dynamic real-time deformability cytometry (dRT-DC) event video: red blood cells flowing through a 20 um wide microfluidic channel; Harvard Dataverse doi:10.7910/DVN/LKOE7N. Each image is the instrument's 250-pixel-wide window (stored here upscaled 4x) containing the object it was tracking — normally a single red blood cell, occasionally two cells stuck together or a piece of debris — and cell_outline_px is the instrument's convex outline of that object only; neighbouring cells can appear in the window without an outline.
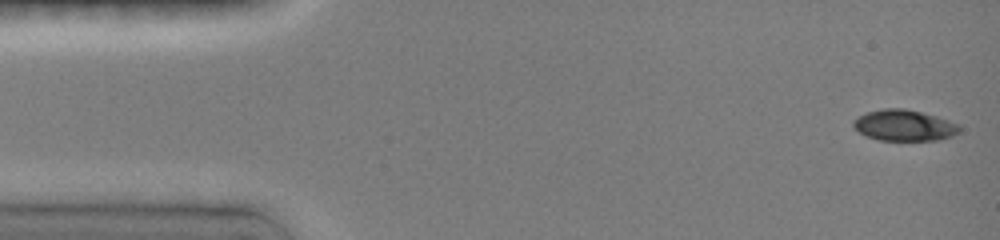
{"species": "common noctule bat (a hibernating species)", "species_latin": "Nyctalus noctula", "temperature_condition": "room temperature", "stored_images_in_passage": 49, "camera_frame_rate_fps": 3000, "um_per_image_px": 0.085, "animal": {"sex": "female", "body_mass_g": 19.0, "forearm_length_mm": 51.5}, "frame": {"image": 1, "passage_image": 1, "time_ms": 0.0, "image_size_px": [1000, 240], "cell_outline_px": [[960, 132], [952, 136], [940, 140], [880, 140], [868, 136], [860, 132], [852, 124], [852, 120], [868, 112], [884, 108], [904, 108], [936, 116], [960, 124]], "centroid_in_image_um": [76.89, 10.66], "position_along_channel_um": 8.1, "area_um2": 19.07}}
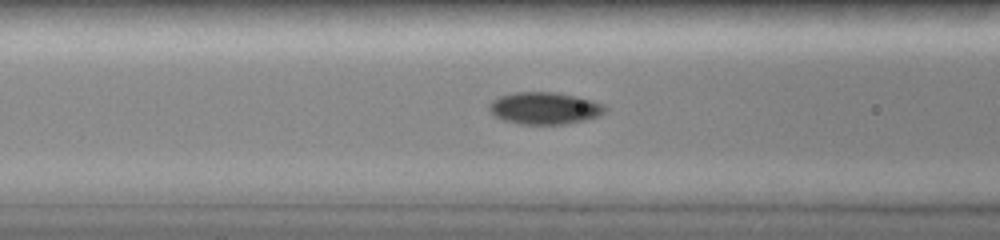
{"frame": {"image": 2, "passage_image": 25, "time_ms": 5.667, "image_size_px": [1000, 240], "cell_outline_px": [[608, 108], [600, 116], [588, 120], [564, 124], [520, 124], [504, 120], [496, 116], [488, 108], [488, 104], [492, 100], [500, 96], [516, 92], [552, 92], [576, 96], [592, 100], [604, 104]], "centroid_in_image_um": [46.33, 9.2], "position_along_channel_um": 120.3, "area_um2": 21.73}}
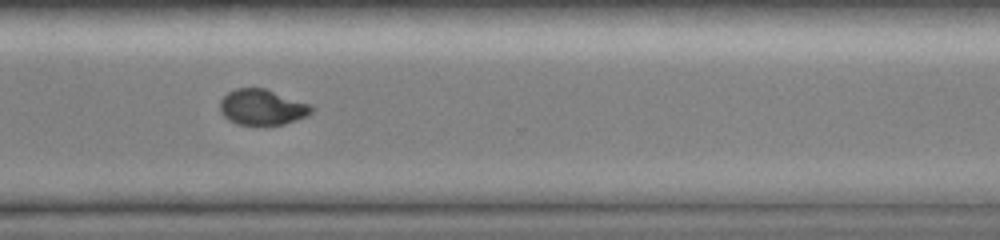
{"frame": {"image": 3, "passage_image": 48, "time_ms": 11.333, "image_size_px": [1000, 240], "cell_outline_px": [[316, 108], [308, 116], [284, 124], [236, 124], [228, 120], [220, 112], [220, 100], [228, 92], [236, 88], [264, 88], [312, 104]], "centroid_in_image_um": [22.31, 9.1], "position_along_channel_um": 348.3, "area_um2": 19.13}}